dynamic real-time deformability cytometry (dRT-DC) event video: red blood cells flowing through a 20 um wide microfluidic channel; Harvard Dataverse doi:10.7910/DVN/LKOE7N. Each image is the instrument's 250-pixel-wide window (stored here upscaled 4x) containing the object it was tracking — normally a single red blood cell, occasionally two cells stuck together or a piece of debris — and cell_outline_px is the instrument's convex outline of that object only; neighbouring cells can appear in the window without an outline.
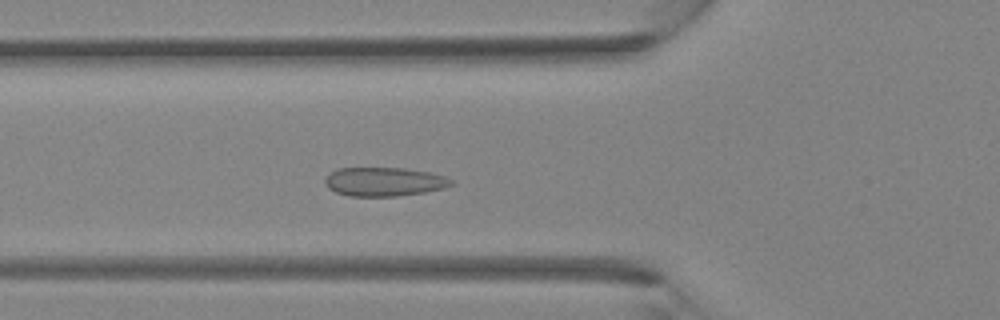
{"species": "Egyptian fruit bat (a non-hibernating species)", "species_latin": "Rousettus aegyptiacus", "temperature_condition": "room temperature", "stored_images_in_passage": 37, "camera_frame_rate_fps": 3000, "um_per_image_px": 0.085, "animal": {"sex": "female"}, "frame": {"image": 1, "passage_image": 12, "time_ms": 3.667, "image_size_px": [1000, 320], "cell_outline_px": [[456, 184], [444, 188], [424, 192], [396, 196], [348, 196], [336, 192], [328, 188], [324, 184], [324, 180], [336, 168], [404, 168], [428, 172], [444, 176], [452, 180]], "centroid_in_image_um": [32.65, 15.45], "position_along_channel_um": 93.1, "area_um2": 21.21}}
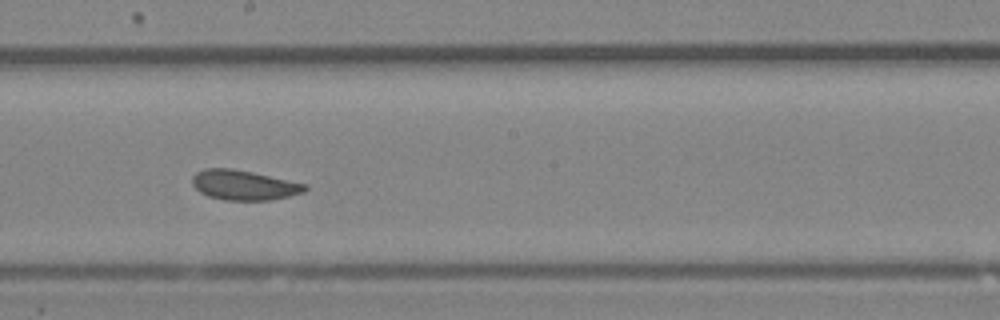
{"frame": {"image": 2, "passage_image": 20, "time_ms": 6.333, "image_size_px": [1000, 320], "cell_outline_px": [[308, 188], [304, 192], [288, 196], [268, 200], [224, 200], [208, 196], [200, 192], [192, 184], [192, 176], [196, 172], [204, 168], [232, 168], [252, 172], [308, 184]], "centroid_in_image_um": [20.72, 15.72], "position_along_channel_um": 227.5, "area_um2": 19.65}}
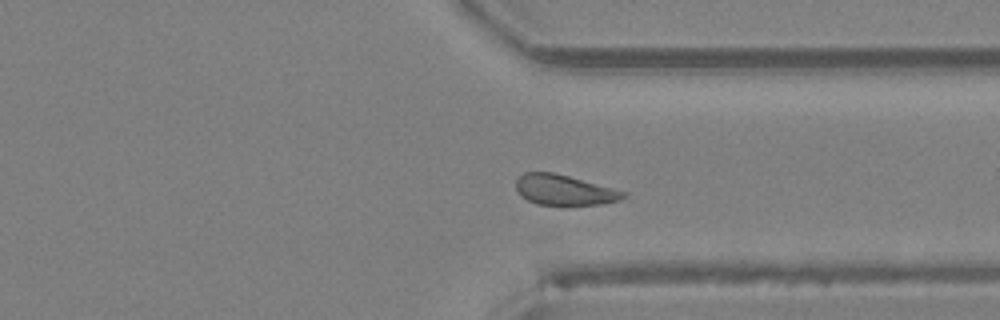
{"frame": {"image": 3, "passage_image": 28, "time_ms": 9.0, "image_size_px": [1000, 320], "cell_outline_px": [[628, 192], [620, 200], [600, 204], [536, 204], [520, 196], [516, 188], [516, 180], [524, 172], [552, 172], [568, 176]], "centroid_in_image_um": [47.93, 16.14], "position_along_channel_um": 363.5, "area_um2": 18.67}}